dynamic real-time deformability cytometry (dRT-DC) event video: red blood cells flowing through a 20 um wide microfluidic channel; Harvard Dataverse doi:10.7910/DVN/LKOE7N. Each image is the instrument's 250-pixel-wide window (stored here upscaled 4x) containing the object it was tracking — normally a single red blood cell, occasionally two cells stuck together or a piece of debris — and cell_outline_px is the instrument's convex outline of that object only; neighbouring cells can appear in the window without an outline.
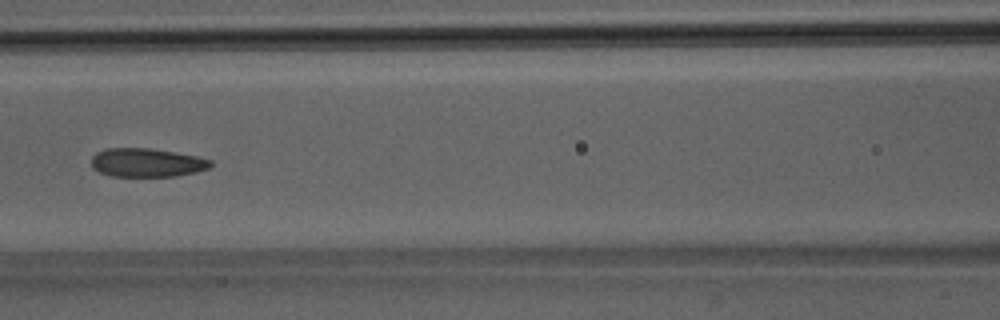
{"species": "Egyptian fruit bat (a non-hibernating species)", "species_latin": "Rousettus aegyptiacus", "temperature_condition": "room temperature", "stored_images_in_passage": 6, "camera_frame_rate_fps": 3000, "um_per_image_px": 0.085, "animal": {"sex": "male"}, "frame": {"image": 1, "passage_image": 5, "time_ms": 5.333, "image_size_px": [1000, 320], "cell_outline_px": [[212, 164], [208, 168], [196, 172], [176, 176], [112, 176], [100, 172], [92, 168], [92, 156], [96, 152], [104, 148], [148, 148], [196, 156], [212, 160]], "centroid_in_image_um": [12.45, 13.82], "position_along_channel_um": 154.1, "area_um2": 19.83}}